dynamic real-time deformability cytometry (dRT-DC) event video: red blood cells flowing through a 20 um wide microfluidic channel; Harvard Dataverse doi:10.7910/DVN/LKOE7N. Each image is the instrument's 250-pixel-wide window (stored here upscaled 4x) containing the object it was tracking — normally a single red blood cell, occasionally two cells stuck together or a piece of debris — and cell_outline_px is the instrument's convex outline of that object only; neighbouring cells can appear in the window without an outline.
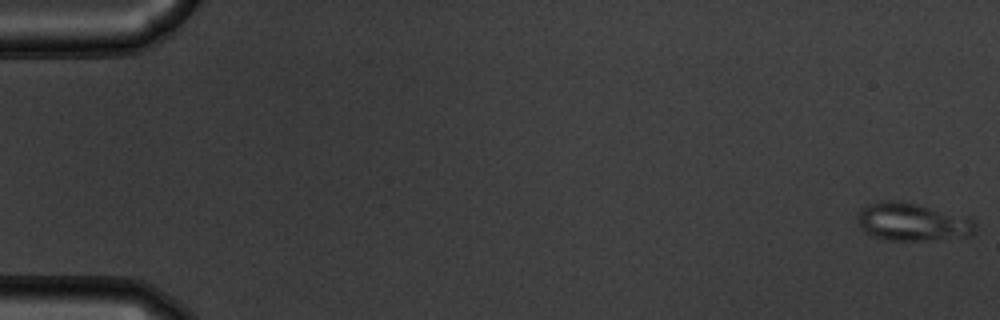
{"species": "common noctule bat (a hibernating species)", "species_latin": "Nyctalus noctula", "temperature_condition": "warm", "stored_images_in_passage": 55, "camera_frame_rate_fps": 3000, "um_per_image_px": 0.085, "animal": {"sex": "male", "body_mass_g": 19.5, "forearm_length_mm": 54.6}, "frame": {"image": 1, "passage_image": 1, "time_ms": 0.0, "image_size_px": [1000, 320], "cell_outline_px": [[976, 228], [968, 236], [920, 240], [888, 240], [872, 236], [864, 232], [860, 228], [860, 208], [868, 204], [880, 200], [900, 200], [968, 216], [976, 220]], "centroid_in_image_um": [77.56, 18.84], "position_along_channel_um": 7.4, "area_um2": 26.01}}
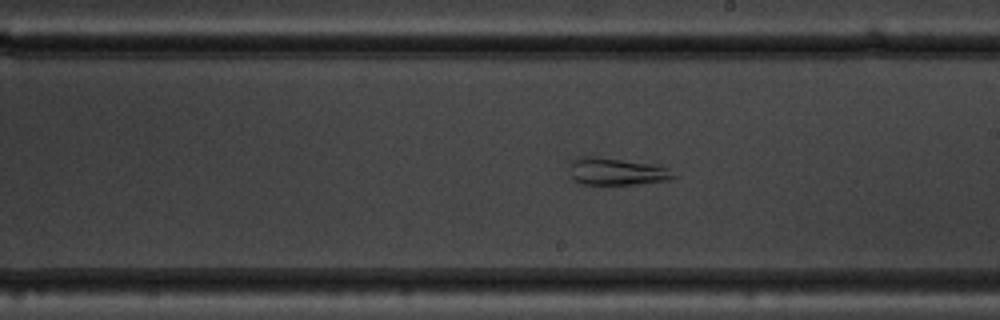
{"frame": {"image": 2, "passage_image": 32, "time_ms": 10.333, "image_size_px": [1000, 320], "cell_outline_px": [[676, 176], [668, 180], [636, 184], [580, 184], [572, 180], [572, 160], [580, 156], [596, 156], [652, 164], [668, 168]], "centroid_in_image_um": [52.4, 14.58], "position_along_channel_um": 236.6, "area_um2": 16.3}}
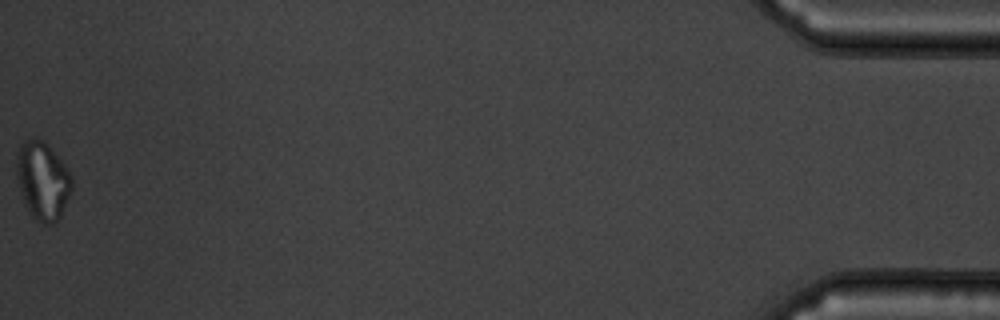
{"frame": {"image": 3, "passage_image": 55, "time_ms": 18.0, "image_size_px": [1000, 320], "cell_outline_px": [[72, 192], [60, 216], [52, 224], [40, 224], [32, 216], [24, 204], [16, 176], [16, 152], [20, 144], [24, 140], [32, 136], [44, 140], [64, 164], [72, 176]], "centroid_in_image_um": [3.61, 15.33], "position_along_channel_um": 431.6, "area_um2": 25.55}, "authors_computed_cell_mechanics": {"area_um2": 23.698, "velocity_mm_per_s": 3.7666, "shape_relaxation_time_tau1_ms": null, "shape_relaxation_time_tau2_ms": 0.7377, "deformation_change_tau1": null, "deformation_change_tau2": 0.0837}}